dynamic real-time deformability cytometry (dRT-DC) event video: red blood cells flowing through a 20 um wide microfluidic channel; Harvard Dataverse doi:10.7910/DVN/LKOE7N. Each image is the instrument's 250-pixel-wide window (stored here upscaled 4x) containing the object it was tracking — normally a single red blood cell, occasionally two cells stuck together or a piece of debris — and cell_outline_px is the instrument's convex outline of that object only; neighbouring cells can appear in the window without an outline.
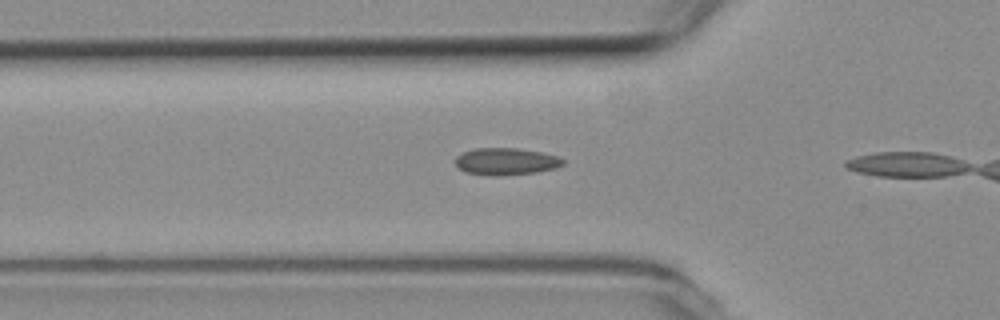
{"species": "common noctule bat (a hibernating species)", "species_latin": "Nyctalus noctula", "temperature_condition": "room temperature", "stored_images_in_passage": 3, "camera_frame_rate_fps": 3000, "um_per_image_px": 0.085, "animal": {"sex": "female", "body_mass_g": 19.3, "forearm_length_mm": 54.1}, "frame": {"image": 1, "passage_image": 2, "time_ms": 0.333, "image_size_px": [1000, 320], "cell_outline_px": [[564, 164], [556, 168], [536, 172], [496, 176], [464, 172], [456, 164], [456, 156], [464, 152], [476, 148], [516, 148], [540, 152], [556, 156], [564, 160]], "centroid_in_image_um": [43.01, 13.72], "position_along_channel_um": 82.8, "area_um2": 16.76}}